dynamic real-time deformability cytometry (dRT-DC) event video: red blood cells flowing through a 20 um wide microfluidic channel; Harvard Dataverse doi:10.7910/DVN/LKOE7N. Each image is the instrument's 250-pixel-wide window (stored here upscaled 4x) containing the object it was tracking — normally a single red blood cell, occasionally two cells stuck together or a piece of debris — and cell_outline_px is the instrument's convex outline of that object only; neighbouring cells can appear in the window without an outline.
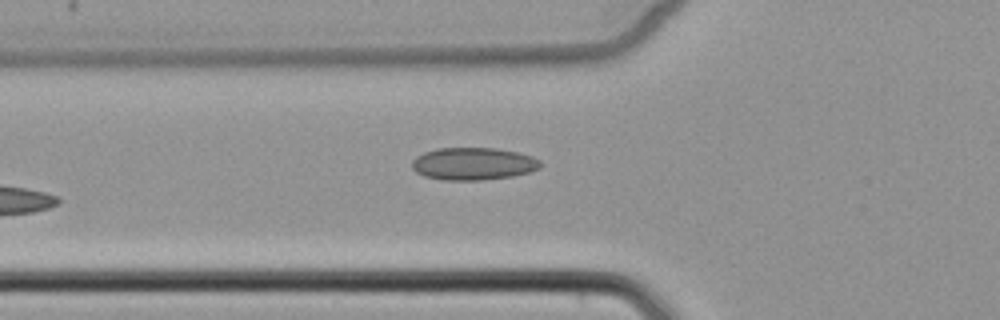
{"species": "common noctule bat (a hibernating species)", "species_latin": "Nyctalus noctula", "temperature_condition": "cold", "stored_images_in_passage": 3, "camera_frame_rate_fps": 3000, "um_per_image_px": 0.085, "animal": {"sex": "female", "body_mass_g": 22.7, "forearm_length_mm": 54.2}, "frame": {"image": 1, "passage_image": 3, "time_ms": 2.667, "image_size_px": [1000, 320], "cell_outline_px": [[540, 168], [528, 172], [512, 176], [484, 180], [444, 180], [424, 176], [416, 172], [412, 168], [412, 160], [416, 156], [424, 152], [436, 148], [496, 148], [520, 152], [532, 156], [540, 160]], "centroid_in_image_um": [40.22, 13.91], "position_along_channel_um": 85.6, "area_um2": 24.45}}